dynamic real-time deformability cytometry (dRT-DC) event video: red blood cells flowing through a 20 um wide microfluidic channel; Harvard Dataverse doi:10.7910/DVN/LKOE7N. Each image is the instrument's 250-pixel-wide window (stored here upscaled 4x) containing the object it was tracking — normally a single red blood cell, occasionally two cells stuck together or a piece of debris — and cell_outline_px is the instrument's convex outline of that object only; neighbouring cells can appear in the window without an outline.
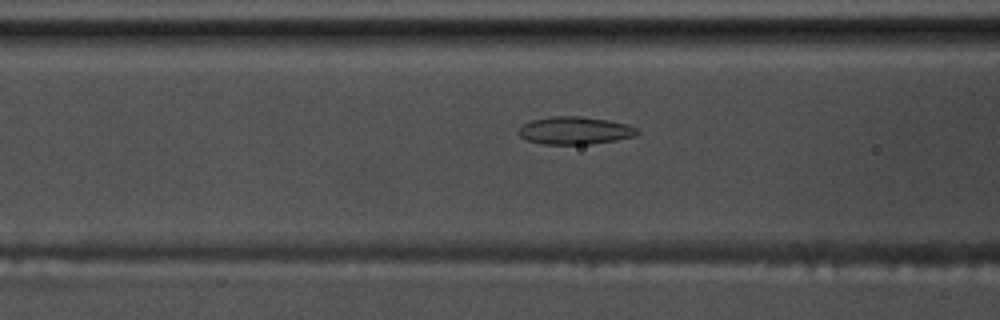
{"species": "common noctule bat (a hibernating species)", "species_latin": "Nyctalus noctula", "temperature_condition": "warm", "stored_images_in_passage": 18, "camera_frame_rate_fps": 3000, "um_per_image_px": 0.085, "animal": {"sex": "male", "body_mass_g": 17.5, "forearm_length_mm": 52.3}, "frame": {"image": 1, "passage_image": 16, "time_ms": 5.0, "image_size_px": [1000, 320], "cell_outline_px": [[640, 132], [636, 136], [616, 140], [592, 144], [540, 144], [528, 140], [520, 136], [516, 132], [524, 124], [532, 120], [552, 116], [580, 116], [608, 120], [628, 124], [636, 128]], "centroid_in_image_um": [48.88, 11.1], "position_along_channel_um": 117.7, "area_um2": 19.19}}